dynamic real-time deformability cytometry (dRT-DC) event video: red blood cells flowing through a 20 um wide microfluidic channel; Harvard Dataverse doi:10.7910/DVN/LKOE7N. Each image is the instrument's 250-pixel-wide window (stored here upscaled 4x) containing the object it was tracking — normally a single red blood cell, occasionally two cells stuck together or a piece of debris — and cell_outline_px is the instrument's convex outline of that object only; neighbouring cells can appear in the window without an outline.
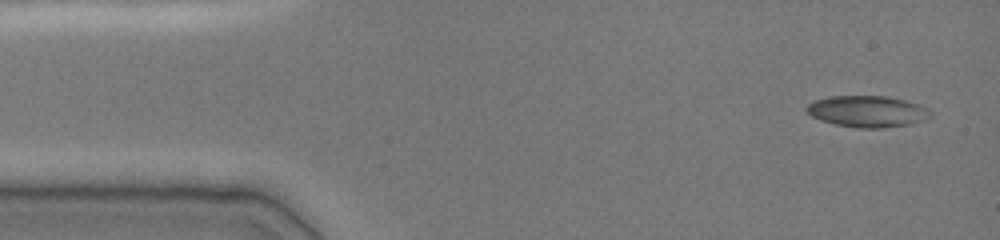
{"species": "common noctule bat (a hibernating species)", "species_latin": "Nyctalus noctula", "temperature_condition": "cold", "stored_images_in_passage": 44, "camera_frame_rate_fps": 3000, "um_per_image_px": 0.085, "animal": {"sex": "female", "body_mass_g": 19.0, "forearm_length_mm": 51.5}, "frame": {"image": 1, "passage_image": 1, "time_ms": 0.0, "image_size_px": [1000, 240], "cell_outline_px": [[932, 116], [928, 120], [912, 124], [880, 128], [856, 128], [836, 124], [820, 120], [812, 116], [804, 108], [808, 104], [816, 100], [828, 96], [884, 96], [904, 100], [928, 108], [932, 112]], "centroid_in_image_um": [73.76, 9.48], "position_along_channel_um": 11.2, "area_um2": 22.77}}
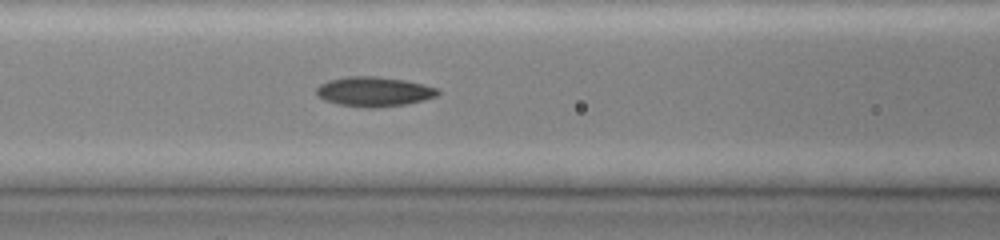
{"frame": {"image": 2, "passage_image": 18, "time_ms": 5.667, "image_size_px": [1000, 240], "cell_outline_px": [[440, 92], [436, 96], [424, 100], [404, 104], [376, 108], [368, 108], [340, 104], [324, 100], [316, 92], [316, 88], [320, 84], [328, 80], [348, 76], [376, 76], [404, 80], [424, 84], [440, 88]], "centroid_in_image_um": [31.82, 7.78], "position_along_channel_um": 134.8, "area_um2": 20.98}}
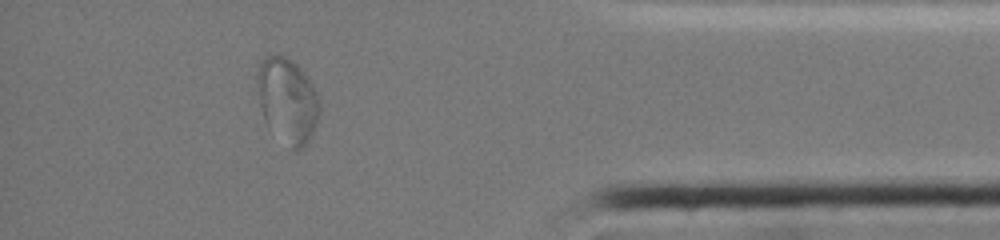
{"frame": {"image": 3, "passage_image": 39, "time_ms": 13.333, "image_size_px": [1000, 240], "cell_outline_px": [[320, 112], [312, 136], [296, 152], [292, 152], [268, 128], [264, 120], [256, 88], [256, 72], [260, 60], [264, 56], [272, 52], [284, 56], [296, 64], [308, 76], [320, 100]], "centroid_in_image_um": [24.4, 8.53], "position_along_channel_um": 410.8, "area_um2": 31.79}}